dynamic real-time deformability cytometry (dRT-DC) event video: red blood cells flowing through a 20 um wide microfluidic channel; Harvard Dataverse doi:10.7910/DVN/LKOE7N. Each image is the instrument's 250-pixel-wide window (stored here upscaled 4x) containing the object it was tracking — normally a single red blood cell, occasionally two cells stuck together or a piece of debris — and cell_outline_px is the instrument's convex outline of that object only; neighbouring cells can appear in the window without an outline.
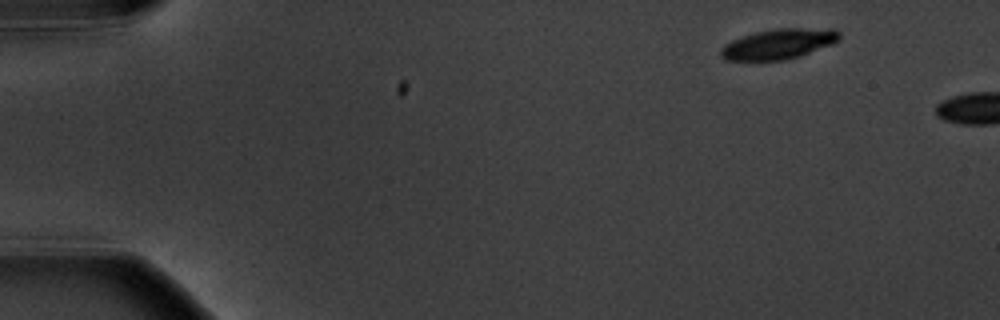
{"species": "common noctule bat (a hibernating species)", "species_latin": "Nyctalus noctula", "temperature_condition": "warm", "stored_images_in_passage": 3, "camera_frame_rate_fps": 3000, "um_per_image_px": 0.085, "animal": {"sex": "male", "body_mass_g": 20.1, "forearm_length_mm": 53.5}, "frame": {"image": 1, "passage_image": 1, "time_ms": 0.0, "image_size_px": [1000, 320], "cell_outline_px": [[840, 40], [832, 44], [800, 56], [784, 60], [724, 60], [720, 56], [720, 48], [724, 44], [732, 40], [756, 32], [776, 28], [836, 28], [840, 32]], "centroid_in_image_um": [66.21, 3.73], "position_along_channel_um": 18.8, "area_um2": 21.04}}